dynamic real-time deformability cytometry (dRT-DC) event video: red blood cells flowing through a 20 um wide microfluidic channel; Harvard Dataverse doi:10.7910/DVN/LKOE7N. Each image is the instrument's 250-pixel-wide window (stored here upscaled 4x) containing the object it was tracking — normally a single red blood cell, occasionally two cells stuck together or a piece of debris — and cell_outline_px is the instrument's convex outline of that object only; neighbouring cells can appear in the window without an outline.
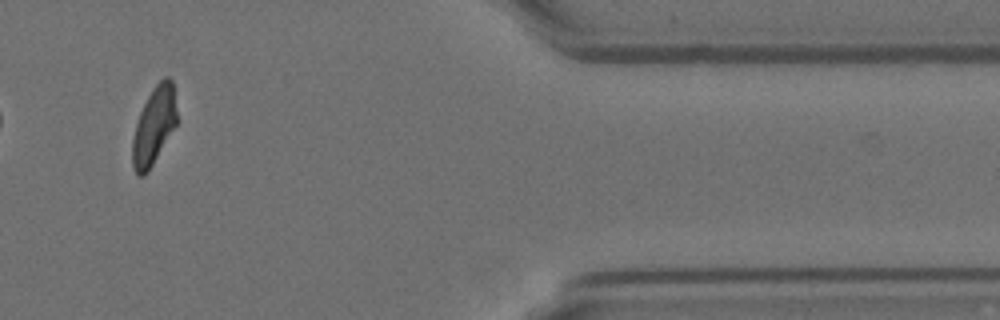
{"species": "Egyptian fruit bat (a non-hibernating species)", "species_latin": "Rousettus aegyptiacus", "temperature_condition": "room temperature", "stored_images_in_passage": 13, "camera_frame_rate_fps": 3000, "um_per_image_px": 0.085, "animal": {"sex": "female"}, "frame": {"image": 1, "passage_image": 11, "time_ms": 3.333, "image_size_px": [1000, 320], "cell_outline_px": [[176, 124], [148, 172], [144, 176], [136, 176], [132, 164], [132, 140], [136, 124], [140, 112], [152, 88], [164, 76], [168, 76], [172, 80], [176, 112]], "centroid_in_image_um": [13.06, 10.71], "position_along_channel_um": 398.3, "area_um2": 19.83}}